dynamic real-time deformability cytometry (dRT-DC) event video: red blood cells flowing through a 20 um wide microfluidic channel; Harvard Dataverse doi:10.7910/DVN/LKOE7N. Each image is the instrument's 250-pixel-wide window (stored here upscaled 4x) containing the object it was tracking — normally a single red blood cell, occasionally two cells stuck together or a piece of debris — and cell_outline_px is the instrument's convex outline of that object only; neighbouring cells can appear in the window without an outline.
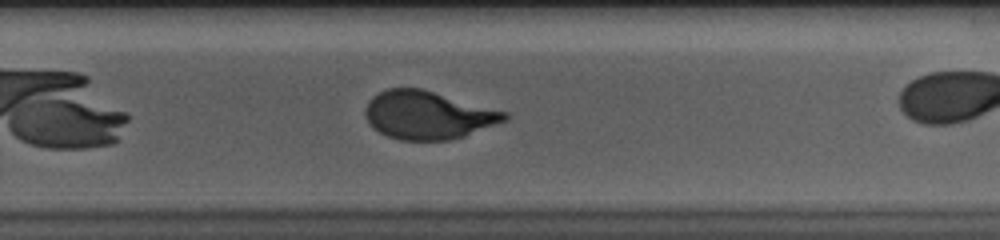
{"species": "human", "species_latin": "Homo sapiens", "temperature_condition": "cold", "stored_images_in_passage": 29, "camera_frame_rate_fps": 3000, "um_per_image_px": 0.085, "donor": {"sex": "male"}, "frame": {"image": 1, "passage_image": 21, "time_ms": 6.667, "image_size_px": [1000, 240], "cell_outline_px": [[508, 120], [464, 136], [448, 140], [400, 140], [388, 136], [380, 132], [368, 120], [364, 112], [364, 108], [368, 100], [372, 96], [388, 88], [424, 88], [508, 112]], "centroid_in_image_um": [36.4, 9.76], "position_along_channel_um": 293.4, "area_um2": 39.13}}